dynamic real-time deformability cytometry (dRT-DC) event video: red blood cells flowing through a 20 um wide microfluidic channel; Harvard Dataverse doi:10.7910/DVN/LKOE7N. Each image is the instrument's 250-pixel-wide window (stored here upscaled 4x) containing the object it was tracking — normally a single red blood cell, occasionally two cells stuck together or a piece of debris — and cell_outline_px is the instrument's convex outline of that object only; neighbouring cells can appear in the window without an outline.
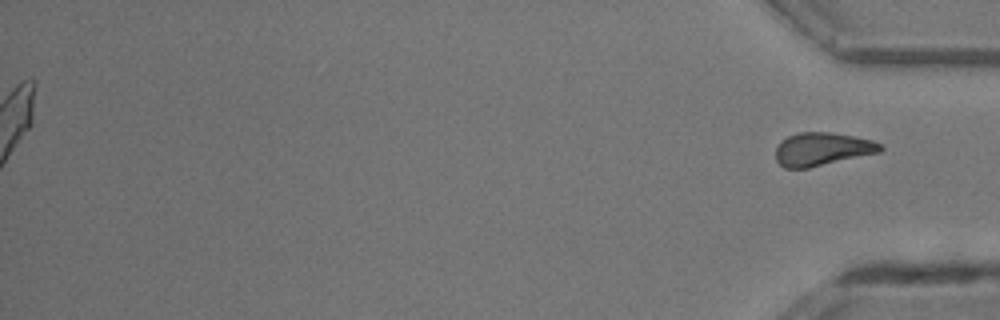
{"species": "common noctule bat (a hibernating species)", "species_latin": "Nyctalus noctula", "temperature_condition": "room temperature", "stored_images_in_passage": 33, "segment_of_instrument_passage": [2, 2], "camera_frame_rate_fps": 3000, "um_per_image_px": 0.085, "animal": {"sex": "male", "body_mass_g": 13.3}, "frame": {"image": 1, "passage_image": 33, "time_ms": 10.667, "image_size_px": [1000, 320], "cell_outline_px": [[884, 148], [880, 152], [808, 168], [784, 168], [776, 160], [776, 148], [780, 140], [788, 136], [800, 132], [832, 132], [872, 140], [884, 144]], "centroid_in_image_um": [69.89, 12.67], "position_along_channel_um": 365.3, "area_um2": 20.29}}